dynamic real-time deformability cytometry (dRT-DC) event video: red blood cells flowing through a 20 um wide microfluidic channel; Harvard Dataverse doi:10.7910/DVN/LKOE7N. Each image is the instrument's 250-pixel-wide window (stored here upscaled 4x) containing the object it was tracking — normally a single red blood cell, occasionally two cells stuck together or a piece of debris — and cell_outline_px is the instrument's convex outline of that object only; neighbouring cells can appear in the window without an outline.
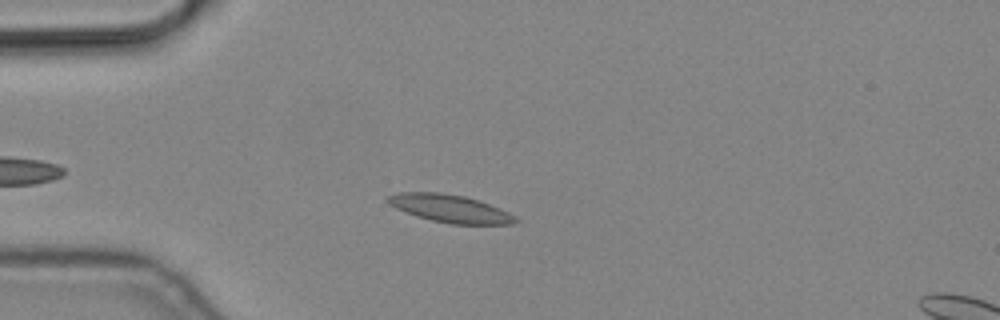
{"species": "common noctule bat (a hibernating species)", "species_latin": "Nyctalus noctula", "temperature_condition": "cold", "stored_images_in_passage": 11, "camera_frame_rate_fps": 3000, "um_per_image_px": 0.085, "animal": {"sex": "male", "body_mass_g": 19.2, "forearm_length_mm": 51.8}, "frame": {"image": 1, "passage_image": 4, "time_ms": 1.0, "image_size_px": [1000, 320], "cell_outline_px": [[520, 220], [512, 224], [452, 224], [432, 220], [416, 216], [396, 208], [388, 204], [384, 200], [384, 196], [396, 192], [440, 192], [464, 196], [500, 208], [516, 216]], "centroid_in_image_um": [38.19, 17.71], "position_along_channel_um": 46.8, "area_um2": 20.75}}
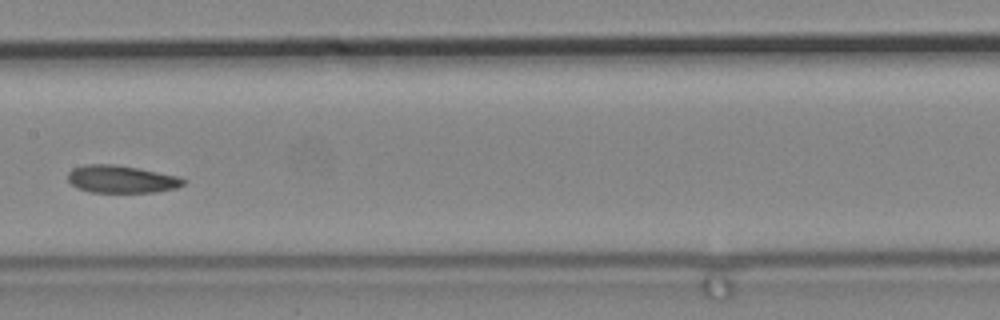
{"frame": {"image": 2, "passage_image": 8, "time_ms": 2.333, "image_size_px": [1000, 320], "cell_outline_px": [[188, 180], [184, 184], [176, 188], [156, 192], [88, 192], [76, 188], [68, 180], [68, 172], [72, 168], [84, 164], [112, 164], [136, 168], [176, 176]], "centroid_in_image_um": [10.28, 15.23], "position_along_channel_um": 197.1, "area_um2": 18.5}}
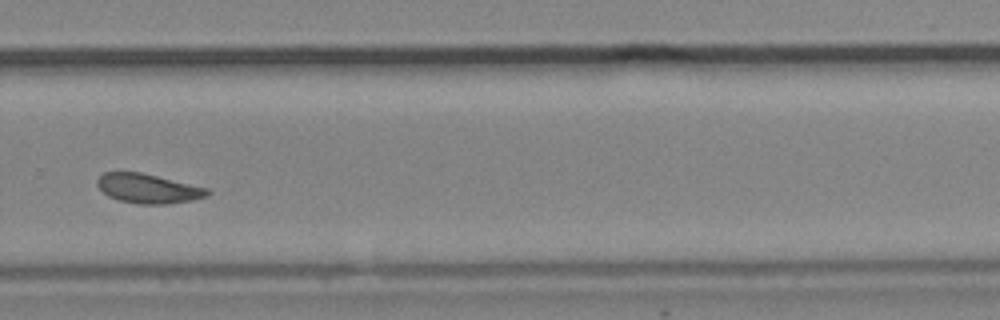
{"frame": {"image": 3, "passage_image": 11, "time_ms": 3.333, "image_size_px": [1000, 320], "cell_outline_px": [[212, 192], [208, 196], [192, 200], [168, 204], [136, 204], [120, 200], [108, 196], [96, 184], [96, 180], [104, 172], [140, 172], [208, 188]], "centroid_in_image_um": [12.61, 16.03], "position_along_channel_um": 317.2, "area_um2": 18.84}}